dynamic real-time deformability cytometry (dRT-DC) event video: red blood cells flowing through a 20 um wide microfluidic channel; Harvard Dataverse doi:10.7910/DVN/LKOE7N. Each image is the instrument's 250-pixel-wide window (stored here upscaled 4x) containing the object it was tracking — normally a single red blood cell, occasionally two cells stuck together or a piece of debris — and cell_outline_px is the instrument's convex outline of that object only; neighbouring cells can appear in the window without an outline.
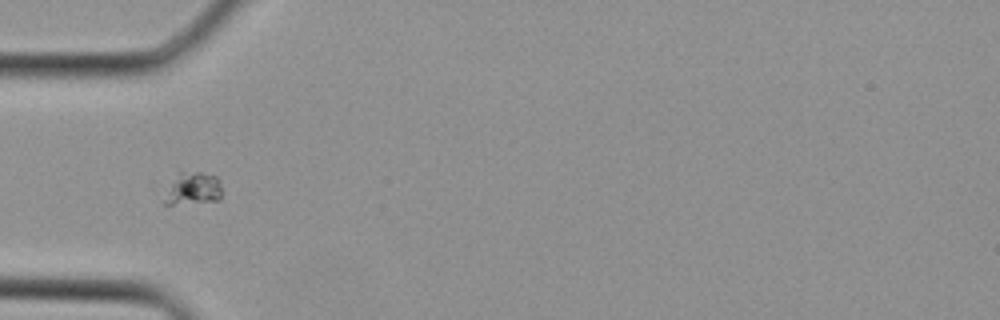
{"species": "Egyptian fruit bat (a non-hibernating species)", "species_latin": "Rousettus aegyptiacus", "temperature_condition": "cold", "stored_images_in_passage": 24, "camera_frame_rate_fps": 3000, "um_per_image_px": 0.085, "animal": {"sex": "female"}, "frame": {"image": 1, "passage_image": 1, "time_ms": 0.0, "image_size_px": [1000, 320], "cell_outline_px": [[220, 200], [172, 204], [164, 204], [152, 188], [148, 180], [180, 172], [200, 172], [216, 176], [220, 180]], "centroid_in_image_um": [15.87, 15.96], "position_along_channel_um": 69.1, "area_um2": 13.35}}
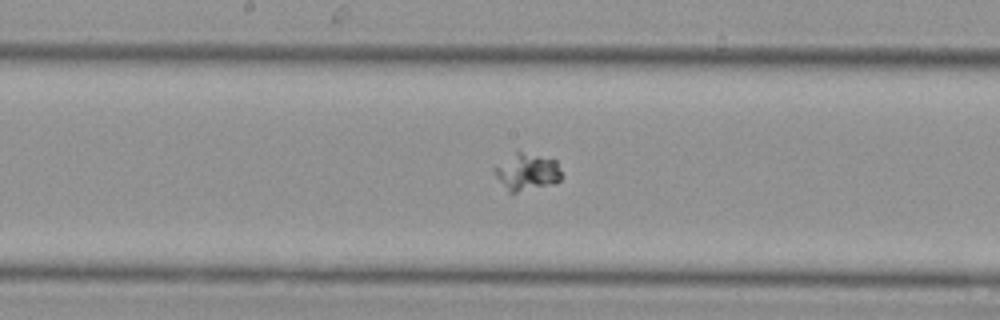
{"frame": {"image": 2, "passage_image": 8, "time_ms": 2.333, "image_size_px": [1000, 320], "cell_outline_px": [[560, 180], [556, 184], [516, 192], [508, 192], [492, 172], [492, 168], [516, 152], [520, 152], [556, 160], [560, 172]], "centroid_in_image_um": [44.76, 14.64], "position_along_channel_um": 203.4, "area_um2": 14.22}}
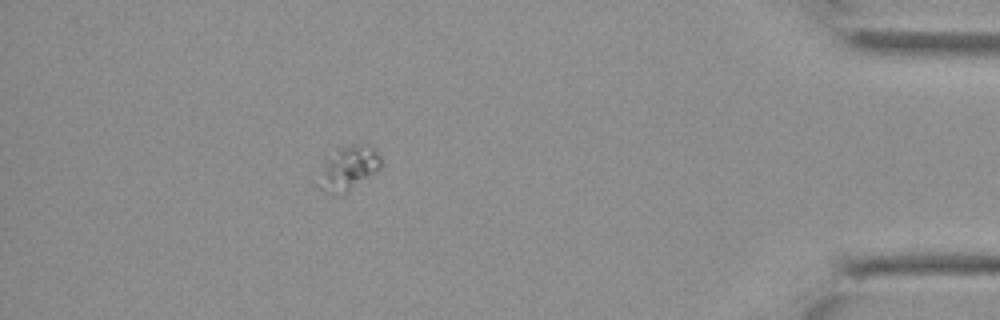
{"frame": {"image": 3, "passage_image": 21, "time_ms": 6.667, "image_size_px": [1000, 320], "cell_outline_px": [[380, 168], [344, 196], [340, 196], [324, 192], [320, 188], [324, 156], [352, 144], [368, 144], [376, 148], [380, 156]], "centroid_in_image_um": [29.63, 14.31], "position_along_channel_um": 405.6, "area_um2": 16.13}}